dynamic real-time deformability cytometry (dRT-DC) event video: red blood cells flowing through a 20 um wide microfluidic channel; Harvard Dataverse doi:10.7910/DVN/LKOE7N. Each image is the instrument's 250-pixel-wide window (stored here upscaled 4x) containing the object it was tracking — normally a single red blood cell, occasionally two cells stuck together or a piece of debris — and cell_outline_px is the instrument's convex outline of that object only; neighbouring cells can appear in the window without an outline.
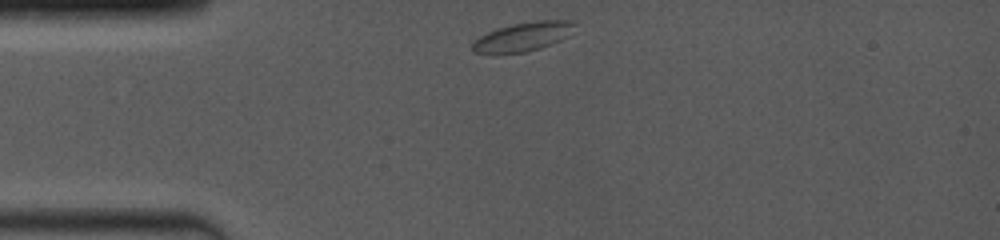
{"species": "common noctule bat (a hibernating species)", "species_latin": "Nyctalus noctula", "temperature_condition": "room temperature", "stored_images_in_passage": 37, "camera_frame_rate_fps": 4000, "um_per_image_px": 0.085, "animal": {"sex": "female", "body_mass_g": 19.0, "forearm_length_mm": 53.3}, "frame": {"image": 1, "passage_image": 1, "time_ms": 0.0, "image_size_px": [1000, 240], "cell_outline_px": [[576, 20], [568, 36], [552, 44], [540, 48], [524, 52], [476, 52], [472, 48], [472, 44], [480, 36], [496, 28], [512, 24], [536, 20]], "centroid_in_image_um": [44.51, 3.08], "position_along_channel_um": 40.5, "area_um2": 16.88}}
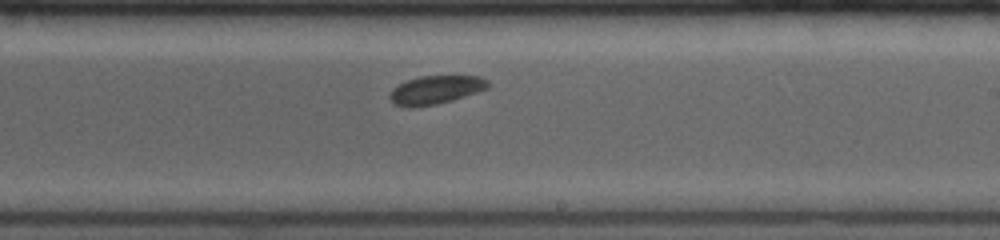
{"frame": {"image": 2, "passage_image": 22, "time_ms": 6.0, "image_size_px": [1000, 240], "cell_outline_px": [[488, 88], [452, 100], [436, 104], [408, 108], [392, 104], [388, 96], [392, 88], [408, 80], [420, 76], [480, 76], [488, 80]], "centroid_in_image_um": [36.98, 7.64], "position_along_channel_um": 252.0, "area_um2": 16.24}}
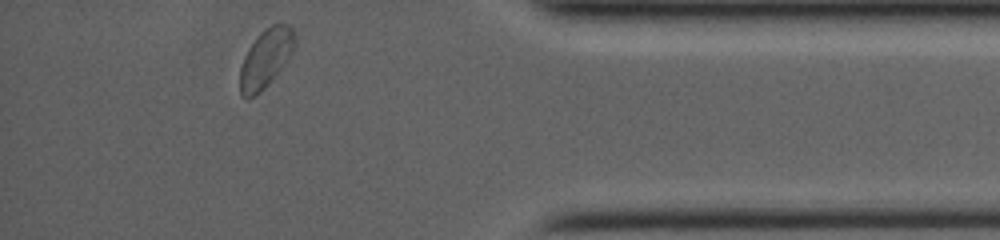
{"frame": {"image": 3, "passage_image": 37, "time_ms": 10.5, "image_size_px": [1000, 240], "cell_outline_px": [[296, 44], [292, 52], [280, 68], [264, 88], [260, 92], [248, 100], [240, 96], [240, 68], [244, 56], [248, 48], [256, 36], [264, 28], [272, 24], [288, 24], [292, 28], [296, 36]], "centroid_in_image_um": [22.57, 4.94], "position_along_channel_um": 412.6, "area_um2": 18.67}, "authors_computed_cell_mechanics": {"area_um2": 16.8198, "velocity_mm_per_s": 3.9804, "shape_relaxation_time_tau1_ms": 6.7319, "shape_relaxation_time_tau2_ms": null, "deformation_change_tau1": 0.1853, "deformation_change_tau2": null}}